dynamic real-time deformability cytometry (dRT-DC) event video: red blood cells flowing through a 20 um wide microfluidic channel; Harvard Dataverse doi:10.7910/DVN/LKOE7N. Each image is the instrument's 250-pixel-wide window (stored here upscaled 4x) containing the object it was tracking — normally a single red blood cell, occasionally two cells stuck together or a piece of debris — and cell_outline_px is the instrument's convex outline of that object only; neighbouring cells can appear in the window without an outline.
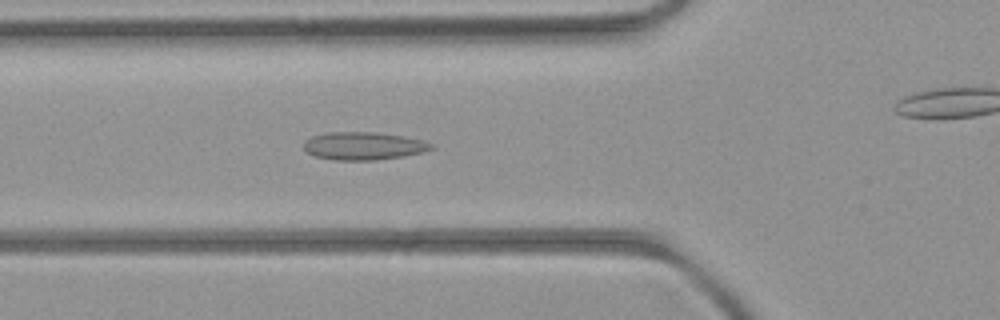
{"species": "common noctule bat (a hibernating species)", "species_latin": "Nyctalus noctula", "temperature_condition": "room temperature", "stored_images_in_passage": 42, "camera_frame_rate_fps": 3000, "um_per_image_px": 0.085, "animal": {"sex": "female", "body_mass_g": 21.9}, "frame": {"image": 1, "passage_image": 8, "time_ms": 2.333, "image_size_px": [1000, 320], "cell_outline_px": [[436, 148], [420, 152], [400, 156], [376, 160], [332, 160], [316, 156], [308, 152], [304, 148], [304, 140], [312, 136], [328, 132], [376, 132], [404, 136], [436, 144]], "centroid_in_image_um": [30.9, 12.39], "position_along_channel_um": 94.9, "area_um2": 20.63}}
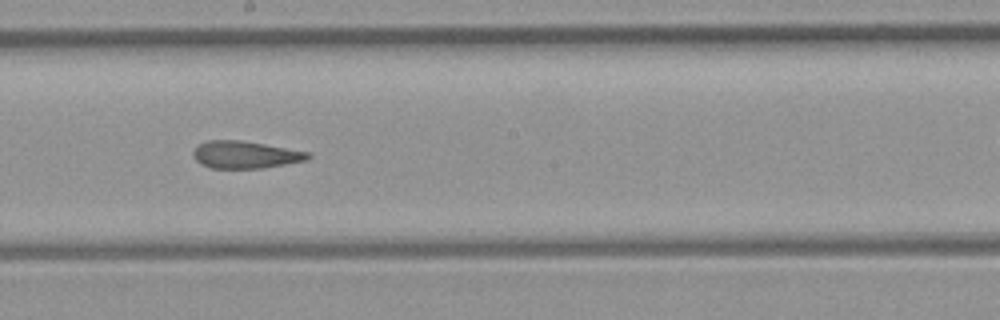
{"frame": {"image": 2, "passage_image": 18, "time_ms": 5.667, "image_size_px": [1000, 320], "cell_outline_px": [[312, 156], [308, 160], [264, 168], [212, 168], [200, 164], [196, 160], [192, 152], [200, 144], [208, 140], [240, 140], [312, 152]], "centroid_in_image_um": [20.9, 13.15], "position_along_channel_um": 227.3, "area_um2": 18.32}}
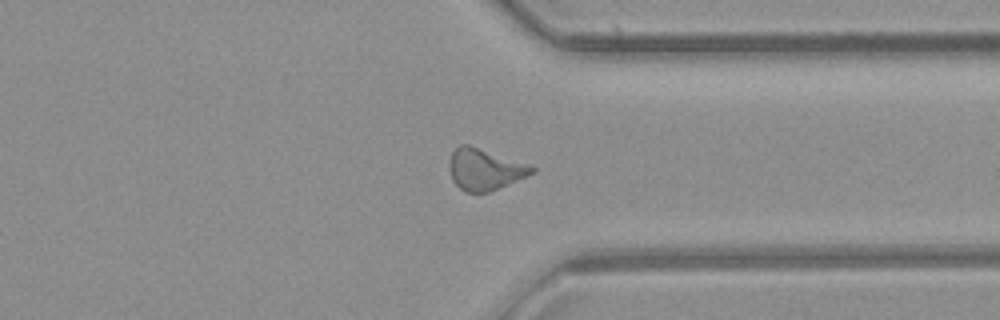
{"frame": {"image": 3, "passage_image": 29, "time_ms": 9.333, "image_size_px": [1000, 320], "cell_outline_px": [[536, 172], [528, 176], [488, 192], [464, 192], [452, 180], [448, 168], [448, 164], [452, 152], [460, 144], [468, 144], [528, 164], [536, 168]], "centroid_in_image_um": [41.19, 14.39], "position_along_channel_um": 370.2, "area_um2": 19.88}, "authors_computed_cell_mechanics": {"area_um2": 19.0162, "velocity_mm_per_s": 3.9504, "shape_relaxation_time_tau1_ms": null, "shape_relaxation_time_tau2_ms": 3.4545, "deformation_change_tau1": null, "deformation_change_tau2": 0.1071}}